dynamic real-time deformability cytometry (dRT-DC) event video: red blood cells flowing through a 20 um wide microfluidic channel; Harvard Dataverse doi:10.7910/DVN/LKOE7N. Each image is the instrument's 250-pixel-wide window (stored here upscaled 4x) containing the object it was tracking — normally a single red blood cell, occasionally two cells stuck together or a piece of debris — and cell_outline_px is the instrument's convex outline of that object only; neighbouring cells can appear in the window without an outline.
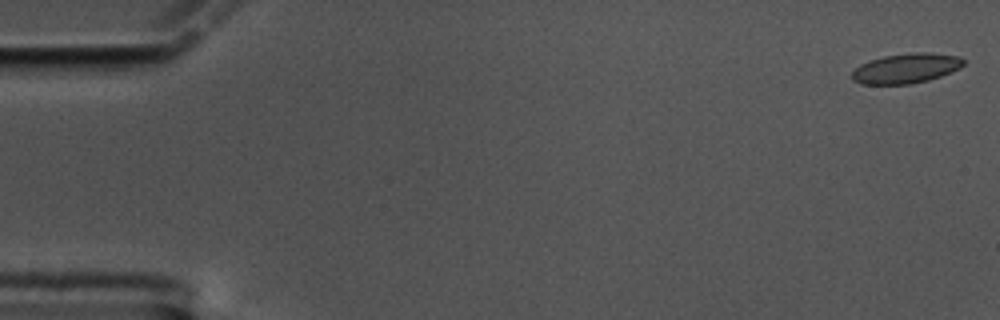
{"species": "common noctule bat (a hibernating species)", "species_latin": "Nyctalus noctula", "temperature_condition": "cold", "stored_images_in_passage": 60, "camera_frame_rate_fps": 3000, "um_per_image_px": 0.085, "animal": {"sex": "male", "body_mass_g": 17.5, "forearm_length_mm": 52.3}, "frame": {"image": 1, "passage_image": 1, "time_ms": 0.0, "image_size_px": [1000, 320], "cell_outline_px": [[964, 64], [960, 68], [940, 76], [928, 80], [908, 84], [860, 84], [852, 80], [852, 72], [860, 64], [868, 60], [884, 56], [912, 52], [932, 52], [960, 56], [964, 60]], "centroid_in_image_um": [77.01, 5.79], "position_along_channel_um": 8.0, "area_um2": 19.54}}
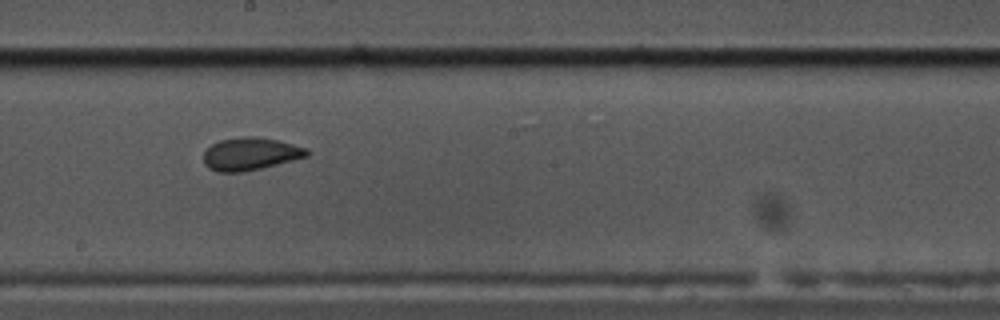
{"frame": {"image": 2, "passage_image": 33, "time_ms": 10.667, "image_size_px": [1000, 320], "cell_outline_px": [[312, 152], [308, 156], [244, 172], [216, 172], [208, 168], [204, 164], [204, 152], [212, 144], [220, 140], [240, 136], [256, 136], [276, 140], [308, 148]], "centroid_in_image_um": [21.27, 13.08], "position_along_channel_um": 226.9, "area_um2": 19.71}}
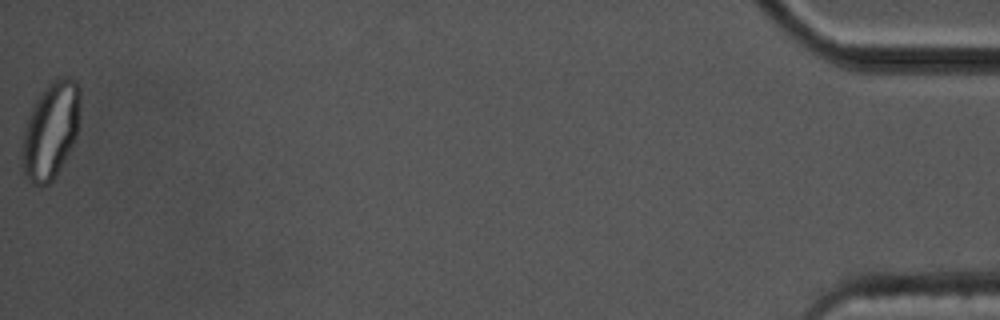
{"frame": {"image": 3, "passage_image": 60, "time_ms": 19.667, "image_size_px": [1000, 320], "cell_outline_px": [[80, 104], [76, 136], [56, 176], [48, 184], [40, 188], [32, 184], [24, 176], [20, 156], [24, 128], [28, 116], [36, 100], [48, 84], [52, 80], [64, 76], [72, 76], [76, 80], [80, 88]], "centroid_in_image_um": [4.29, 11.1], "position_along_channel_um": 430.9, "area_um2": 33.06}, "authors_computed_cell_mechanics": {"area_um2": 19.7098, "velocity_mm_per_s": 3.3525, "shape_relaxation_time_tau1_ms": 9.2609, "shape_relaxation_time_tau2_ms": 0.771, "deformation_change_tau1": 0.1683, "deformation_change_tau2": 0.0314}}